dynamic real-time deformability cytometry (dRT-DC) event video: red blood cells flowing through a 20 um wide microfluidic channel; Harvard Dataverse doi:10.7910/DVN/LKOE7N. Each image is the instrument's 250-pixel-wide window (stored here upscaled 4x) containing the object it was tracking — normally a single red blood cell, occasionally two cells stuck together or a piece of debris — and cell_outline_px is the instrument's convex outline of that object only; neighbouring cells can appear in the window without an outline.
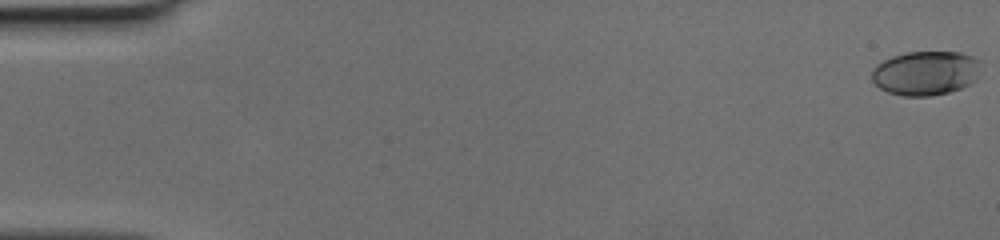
{"species": "human", "species_latin": "Homo sapiens", "temperature_condition": "cold", "stored_images_in_passage": 50, "camera_frame_rate_fps": 3000, "um_per_image_px": 0.085, "donor": {"sex": "female"}, "frame": {"image": 1, "passage_image": 1, "time_ms": 0.0, "image_size_px": [1000, 240], "cell_outline_px": [[980, 60], [972, 80], [968, 84], [960, 88], [948, 92], [932, 96], [904, 96], [888, 92], [880, 88], [872, 80], [872, 72], [876, 64], [892, 56], [904, 52], [960, 52], [972, 56]], "centroid_in_image_um": [78.61, 6.2], "position_along_channel_um": 6.4, "area_um2": 27.74}}
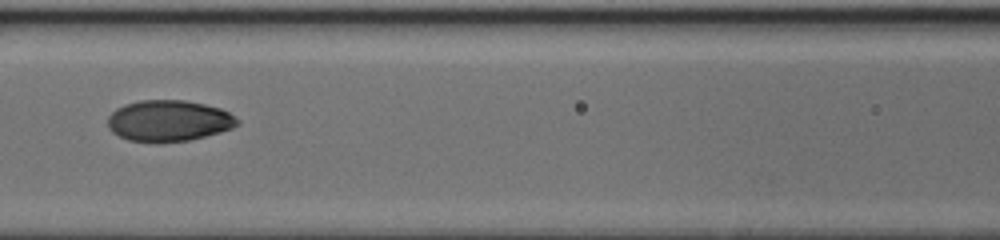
{"frame": {"image": 2, "passage_image": 24, "time_ms": 7.667, "image_size_px": [1000, 240], "cell_outline_px": [[240, 124], [232, 128], [220, 132], [188, 140], [128, 140], [112, 132], [108, 128], [108, 116], [116, 108], [124, 104], [140, 100], [184, 100], [204, 104], [220, 108], [228, 112], [240, 120]], "centroid_in_image_um": [14.35, 10.23], "position_along_channel_um": 152.2, "area_um2": 30.58}}
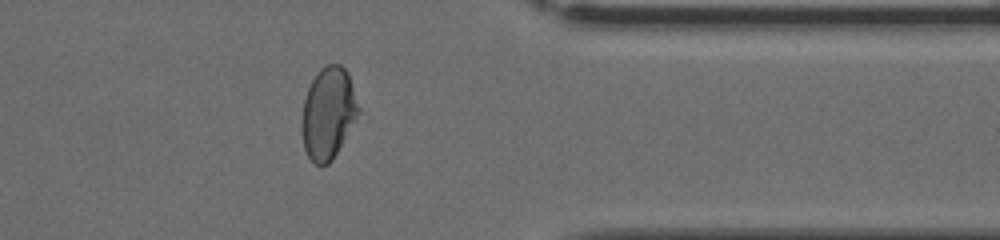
{"frame": {"image": 3, "passage_image": 41, "time_ms": 13.333, "image_size_px": [1000, 240], "cell_outline_px": [[360, 112], [356, 120], [332, 160], [328, 164], [320, 168], [308, 156], [304, 148], [300, 128], [300, 124], [304, 100], [308, 88], [316, 72], [320, 68], [328, 64], [340, 64], [348, 72], [360, 108]], "centroid_in_image_um": [27.89, 9.63], "position_along_channel_um": 383.5, "area_um2": 30.63}}